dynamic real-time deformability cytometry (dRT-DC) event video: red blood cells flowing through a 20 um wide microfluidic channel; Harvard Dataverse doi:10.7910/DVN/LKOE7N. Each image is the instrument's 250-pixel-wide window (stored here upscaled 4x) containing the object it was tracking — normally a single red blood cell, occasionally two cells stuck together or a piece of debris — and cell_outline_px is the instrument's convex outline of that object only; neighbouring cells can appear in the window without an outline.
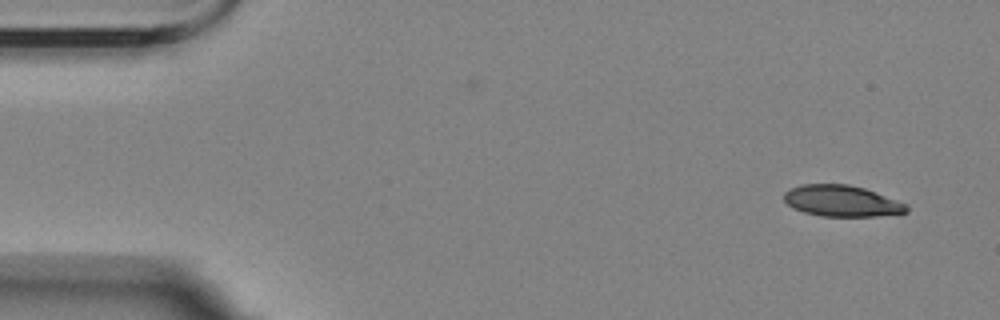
{"species": "Egyptian fruit bat (a non-hibernating species)", "species_latin": "Rousettus aegyptiacus", "temperature_condition": "room temperature", "stored_images_in_passage": 2, "camera_frame_rate_fps": 3000, "um_per_image_px": 0.085, "animal": {"sex": "female"}, "frame": {"image": 1, "passage_image": 2, "time_ms": 1.333, "image_size_px": [1000, 320], "cell_outline_px": [[908, 212], [876, 216], [820, 216], [804, 212], [792, 208], [784, 200], [784, 192], [800, 184], [848, 184], [864, 188], [908, 204]], "centroid_in_image_um": [71.54, 17.08], "position_along_channel_um": 13.5, "area_um2": 22.25}}